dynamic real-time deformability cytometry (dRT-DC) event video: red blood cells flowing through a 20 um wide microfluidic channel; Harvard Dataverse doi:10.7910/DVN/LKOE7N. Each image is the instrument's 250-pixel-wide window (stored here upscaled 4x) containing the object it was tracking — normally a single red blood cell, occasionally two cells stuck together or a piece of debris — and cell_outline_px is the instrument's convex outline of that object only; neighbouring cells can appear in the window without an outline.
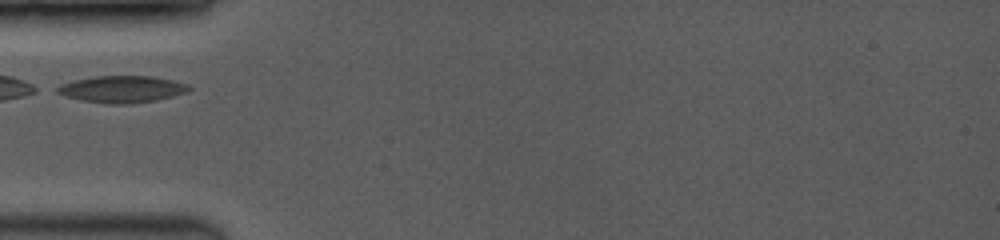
{"species": "common noctule bat (a hibernating species)", "species_latin": "Nyctalus noctula", "temperature_condition": "room temperature", "stored_images_in_passage": 2, "camera_frame_rate_fps": 3500, "um_per_image_px": 0.085, "animal": {"sex": "female", "body_mass_g": 19.0, "forearm_length_mm": 53.3}, "frame": {"image": 1, "passage_image": 1, "time_ms": 0.0, "image_size_px": [1000, 240], "cell_outline_px": [[192, 88], [188, 92], [156, 100], [132, 104], [108, 104], [80, 100], [56, 92], [52, 88], [60, 84], [72, 80], [96, 76], [152, 76], [172, 80], [188, 84]], "centroid_in_image_um": [10.34, 7.58], "position_along_channel_um": 74.7, "area_um2": 20.81}}